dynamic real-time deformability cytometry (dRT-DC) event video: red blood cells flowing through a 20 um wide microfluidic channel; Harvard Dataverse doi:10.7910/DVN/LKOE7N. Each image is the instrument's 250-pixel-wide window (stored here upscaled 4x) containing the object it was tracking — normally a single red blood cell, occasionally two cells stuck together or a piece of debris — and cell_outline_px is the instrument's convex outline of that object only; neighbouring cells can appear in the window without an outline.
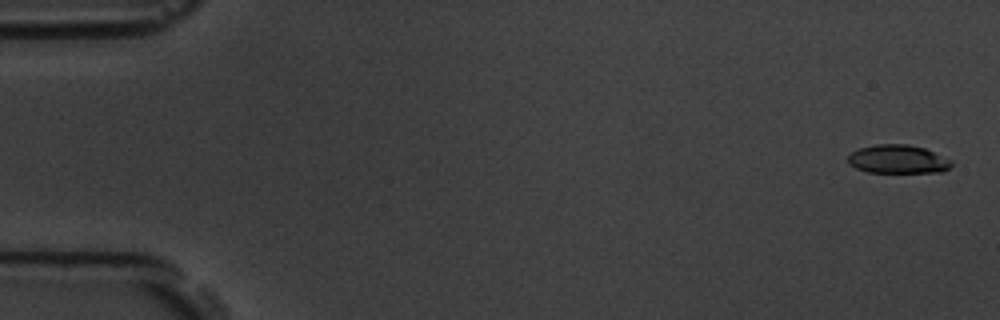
{"species": "common noctule bat (a hibernating species)", "species_latin": "Nyctalus noctula", "temperature_condition": "room temperature", "stored_images_in_passage": 10, "camera_frame_rate_fps": 3000, "um_per_image_px": 0.085, "animal": {"sex": "male", "body_mass_g": 19.5, "forearm_length_mm": 54.6}, "frame": {"image": 1, "passage_image": 1, "time_ms": 0.0, "image_size_px": [1000, 320], "cell_outline_px": [[952, 164], [944, 172], [868, 172], [856, 168], [848, 164], [848, 156], [852, 152], [860, 148], [876, 144], [908, 144], [924, 148], [952, 160]], "centroid_in_image_um": [76.32, 13.53], "position_along_channel_um": 8.7, "area_um2": 17.17}}
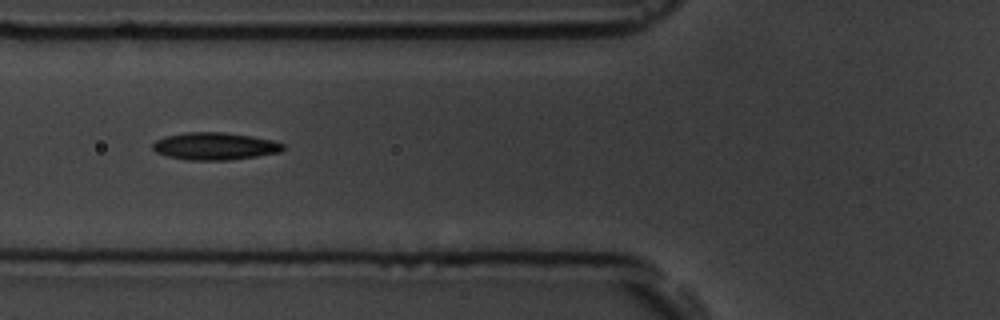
{"frame": {"image": 2, "passage_image": 7, "time_ms": 6.667, "image_size_px": [1000, 320], "cell_outline_px": [[284, 148], [280, 152], [256, 156], [228, 160], [188, 160], [168, 156], [156, 152], [152, 148], [152, 144], [156, 140], [164, 136], [188, 132], [224, 132], [252, 136], [272, 140], [284, 144]], "centroid_in_image_um": [18.24, 12.42], "position_along_channel_um": 107.6, "area_um2": 20.75}}
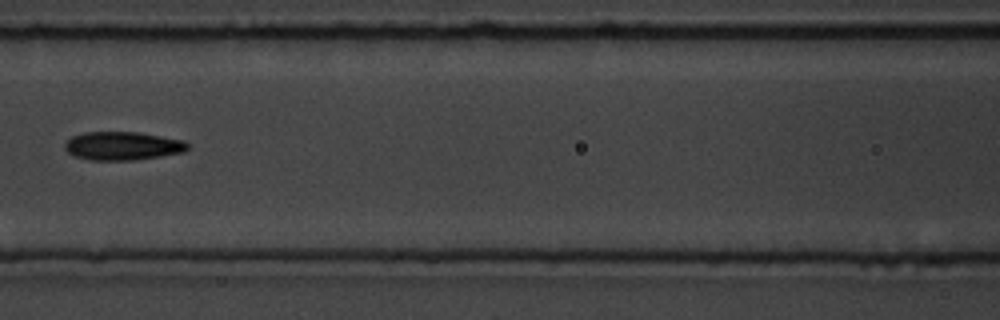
{"frame": {"image": 3, "passage_image": 8, "time_ms": 8.0, "image_size_px": [1000, 320], "cell_outline_px": [[188, 148], [184, 152], [160, 156], [132, 160], [92, 160], [76, 156], [68, 152], [64, 148], [64, 144], [72, 136], [84, 132], [136, 132], [184, 140], [188, 144]], "centroid_in_image_um": [10.42, 12.4], "position_along_channel_um": 156.2, "area_um2": 20.17}}